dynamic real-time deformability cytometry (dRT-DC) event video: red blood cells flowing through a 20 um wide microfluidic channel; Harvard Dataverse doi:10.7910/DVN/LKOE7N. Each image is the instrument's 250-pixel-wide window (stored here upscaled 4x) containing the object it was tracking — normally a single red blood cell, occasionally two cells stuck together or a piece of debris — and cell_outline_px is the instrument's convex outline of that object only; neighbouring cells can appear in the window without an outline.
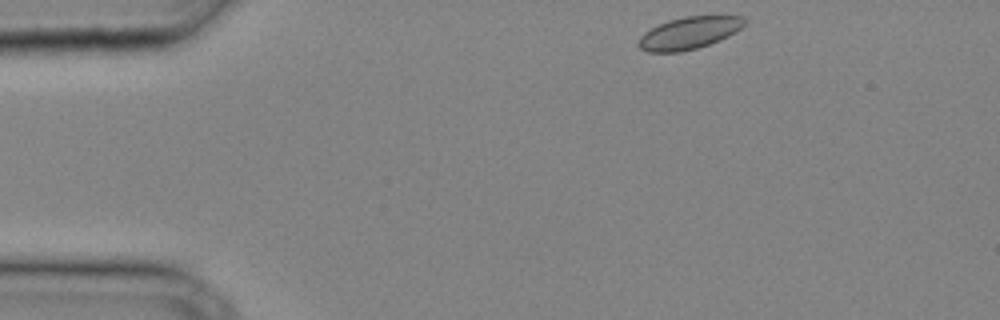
{"species": "common noctule bat (a hibernating species)", "species_latin": "Nyctalus noctula", "temperature_condition": "cold", "stored_images_in_passage": 27, "camera_frame_rate_fps": 3000, "um_per_image_px": 0.085, "animal": {"sex": "male", "body_mass_g": 20.4}, "frame": {"image": 1, "passage_image": 1, "time_ms": 0.0, "image_size_px": [1000, 320], "cell_outline_px": [[748, 20], [736, 32], [720, 40], [696, 48], [680, 52], [648, 52], [640, 48], [636, 44], [640, 36], [644, 32], [668, 20], [684, 16], [744, 16]], "centroid_in_image_um": [58.56, 2.8], "position_along_channel_um": 26.4, "area_um2": 19.88}}
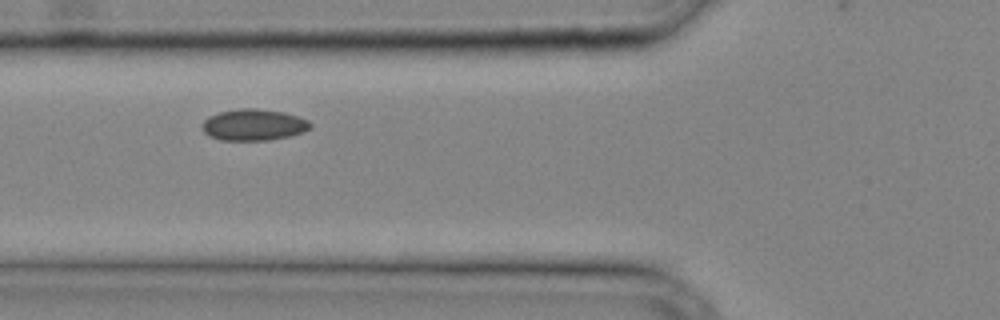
{"frame": {"image": 2, "passage_image": 9, "time_ms": 2.667, "image_size_px": [1000, 320], "cell_outline_px": [[312, 128], [304, 132], [288, 136], [268, 140], [220, 140], [208, 136], [204, 132], [204, 120], [208, 116], [220, 112], [236, 108], [256, 108], [280, 112], [296, 116], [308, 120], [312, 124]], "centroid_in_image_um": [21.56, 10.61], "position_along_channel_um": 104.2, "area_um2": 19.71}}
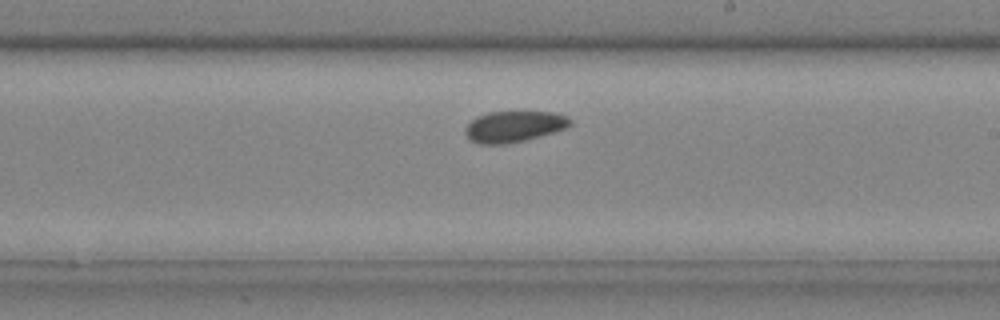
{"frame": {"image": 3, "passage_image": 17, "time_ms": 5.333, "image_size_px": [1000, 320], "cell_outline_px": [[572, 124], [564, 128], [540, 136], [524, 140], [504, 144], [480, 144], [472, 140], [464, 132], [468, 124], [476, 116], [488, 112], [556, 112], [568, 116], [572, 120]], "centroid_in_image_um": [43.7, 10.74], "position_along_channel_um": 245.3, "area_um2": 18.84}}